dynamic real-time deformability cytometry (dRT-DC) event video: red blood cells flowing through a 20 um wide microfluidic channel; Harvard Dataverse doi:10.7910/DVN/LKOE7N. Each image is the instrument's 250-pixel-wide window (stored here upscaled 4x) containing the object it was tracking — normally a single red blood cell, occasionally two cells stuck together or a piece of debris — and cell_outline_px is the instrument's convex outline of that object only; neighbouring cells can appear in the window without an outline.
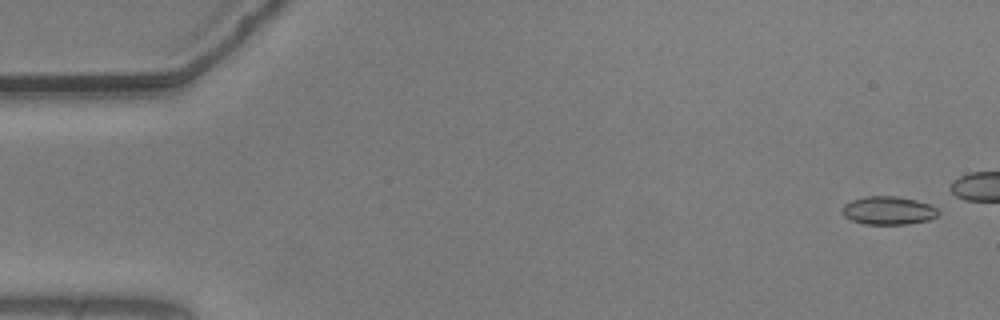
{"species": "common noctule bat (a hibernating species)", "species_latin": "Nyctalus noctula", "temperature_condition": "warm", "stored_images_in_passage": 15, "camera_frame_rate_fps": 3000, "um_per_image_px": 0.085, "animal": {"sex": "male", "body_mass_g": 20.5, "forearm_length_mm": 52.5}, "frame": {"image": 1, "passage_image": 3, "time_ms": 0.667, "image_size_px": [1000, 320], "cell_outline_px": [[940, 216], [928, 220], [908, 224], [864, 224], [852, 220], [844, 216], [840, 212], [840, 208], [844, 204], [852, 200], [864, 196], [900, 196], [932, 204], [940, 212]], "centroid_in_image_um": [75.52, 17.88], "position_along_channel_um": 9.5, "area_um2": 16.18}}